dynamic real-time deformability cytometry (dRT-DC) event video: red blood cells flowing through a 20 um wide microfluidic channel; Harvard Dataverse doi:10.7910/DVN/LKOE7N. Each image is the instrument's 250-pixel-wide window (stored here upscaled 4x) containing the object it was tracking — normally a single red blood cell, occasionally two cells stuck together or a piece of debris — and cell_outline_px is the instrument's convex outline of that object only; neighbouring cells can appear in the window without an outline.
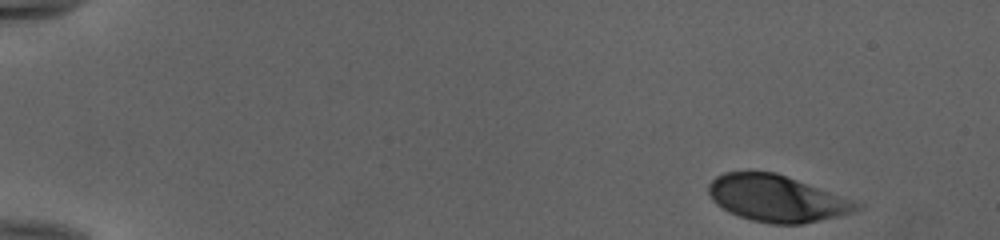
{"species": "human", "species_latin": "Homo sapiens", "temperature_condition": "cold", "stored_images_in_passage": 48, "camera_frame_rate_fps": 3000, "um_per_image_px": 0.085, "donor": {"sex": "female"}, "frame": {"image": 1, "passage_image": 1, "time_ms": 0.0, "image_size_px": [1000, 240], "cell_outline_px": [[864, 204], [860, 208], [836, 216], [820, 220], [800, 224], [772, 224], [752, 220], [728, 212], [716, 204], [712, 200], [708, 192], [708, 184], [716, 176], [724, 172], [776, 172]], "centroid_in_image_um": [65.98, 16.86], "position_along_channel_um": 19.0, "area_um2": 39.77}}
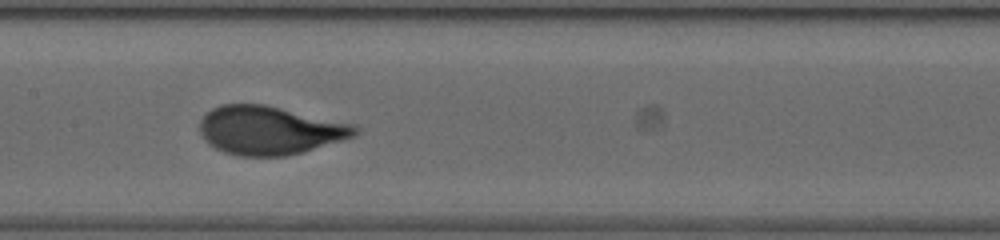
{"frame": {"image": 2, "passage_image": 24, "time_ms": 7.667, "image_size_px": [1000, 240], "cell_outline_px": [[360, 132], [356, 136], [304, 152], [288, 156], [240, 156], [224, 152], [208, 144], [204, 140], [200, 132], [200, 120], [212, 108], [220, 104], [264, 104], [356, 124], [360, 128]], "centroid_in_image_um": [22.96, 11.08], "position_along_channel_um": 184.4, "area_um2": 44.33}}
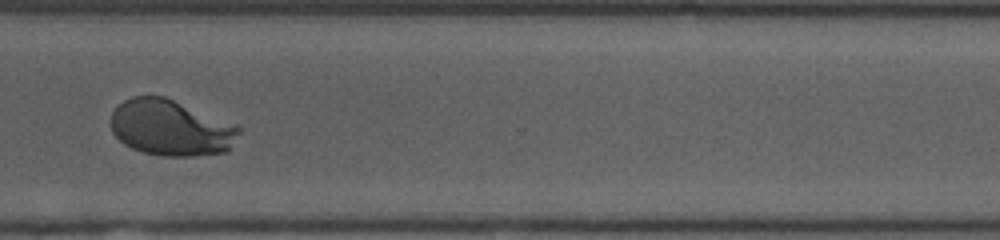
{"frame": {"image": 3, "passage_image": 37, "time_ms": 12.0, "image_size_px": [1000, 240], "cell_outline_px": [[240, 132], [228, 152], [192, 156], [160, 156], [144, 152], [132, 148], [124, 144], [112, 132], [112, 112], [124, 100], [132, 96], [164, 96], [236, 124], [240, 128]], "centroid_in_image_um": [14.54, 10.87], "position_along_channel_um": 356.1, "area_um2": 41.73}, "authors_computed_cell_mechanics": {"area_um2": 42.6853, "velocity_mm_per_s": 3.9666, "shape_relaxation_time_tau1_ms": 3.7303, "shape_relaxation_time_tau2_ms": null, "deformation_change_tau1": 0.2056, "deformation_change_tau2": null}}